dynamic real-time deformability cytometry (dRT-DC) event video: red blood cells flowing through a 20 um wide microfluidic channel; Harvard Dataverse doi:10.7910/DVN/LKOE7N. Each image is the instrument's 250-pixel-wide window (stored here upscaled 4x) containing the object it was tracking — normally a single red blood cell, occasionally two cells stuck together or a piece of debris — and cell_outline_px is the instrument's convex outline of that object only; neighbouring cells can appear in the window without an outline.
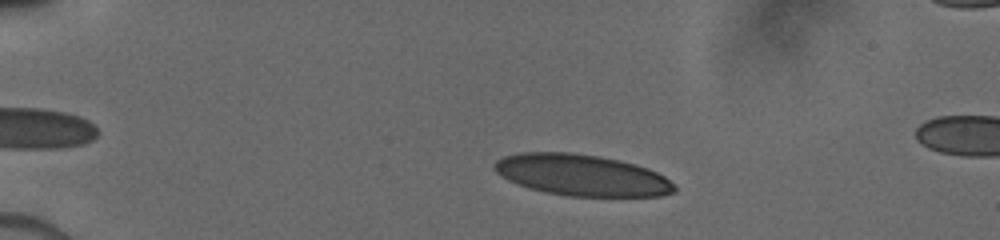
{"species": "human", "species_latin": "Homo sapiens", "temperature_condition": "cold", "stored_images_in_passage": 8, "camera_frame_rate_fps": 3000, "um_per_image_px": 0.085, "donor": {"sex": "male"}, "frame": {"image": 1, "passage_image": 3, "time_ms": 2.333, "image_size_px": [1000, 240], "cell_outline_px": [[676, 192], [660, 196], [568, 196], [548, 192], [532, 188], [508, 180], [496, 172], [492, 168], [492, 164], [496, 160], [504, 156], [520, 152], [572, 152], [600, 156], [620, 160], [636, 164], [648, 168], [664, 176], [676, 188]], "centroid_in_image_um": [49.44, 14.87], "position_along_channel_um": 35.6, "area_um2": 43.29}}
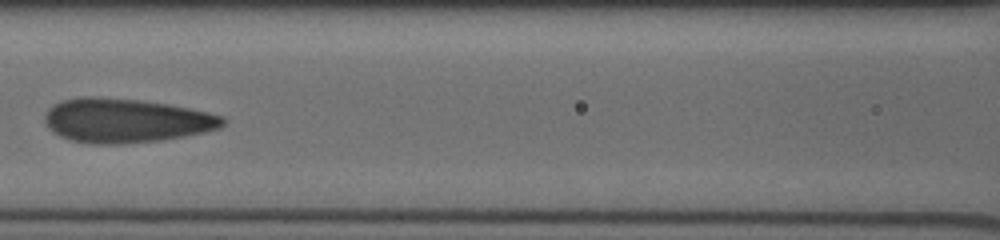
{"frame": {"image": 2, "passage_image": 7, "time_ms": 7.0, "image_size_px": [1000, 240], "cell_outline_px": [[224, 124], [220, 128], [204, 132], [184, 136], [160, 140], [120, 144], [92, 144], [72, 140], [60, 136], [52, 132], [44, 124], [44, 112], [52, 104], [60, 100], [80, 96], [96, 96], [140, 100], [168, 104], [208, 112], [224, 116]], "centroid_in_image_um": [10.63, 10.23], "position_along_channel_um": 156.0, "area_um2": 46.18}}
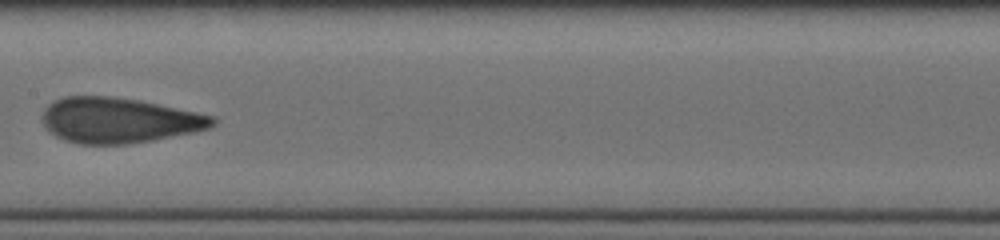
{"frame": {"image": 3, "passage_image": 8, "time_ms": 8.0, "image_size_px": [1000, 240], "cell_outline_px": [[216, 124], [212, 128], [152, 140], [128, 144], [76, 144], [64, 140], [48, 132], [44, 128], [40, 116], [44, 108], [48, 104], [64, 96], [108, 96], [136, 100], [216, 116]], "centroid_in_image_um": [10.05, 10.23], "position_along_channel_um": 197.3, "area_um2": 45.14}}